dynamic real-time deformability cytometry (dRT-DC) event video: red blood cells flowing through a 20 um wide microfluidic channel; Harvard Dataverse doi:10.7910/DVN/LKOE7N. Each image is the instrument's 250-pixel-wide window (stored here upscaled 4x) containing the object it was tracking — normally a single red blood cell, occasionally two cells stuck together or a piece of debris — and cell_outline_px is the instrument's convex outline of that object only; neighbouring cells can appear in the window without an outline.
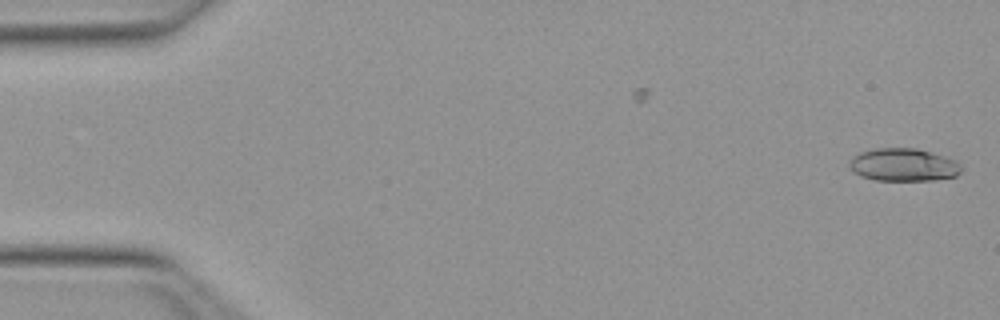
{"species": "Egyptian fruit bat (a non-hibernating species)", "species_latin": "Rousettus aegyptiacus", "temperature_condition": "warm", "stored_images_in_passage": 6, "camera_frame_rate_fps": 3000, "um_per_image_px": 0.085, "animal": {"sex": "female"}, "frame": {"image": 1, "passage_image": 6, "time_ms": 1.667, "image_size_px": [1000, 320], "cell_outline_px": [[964, 168], [956, 176], [936, 180], [872, 180], [860, 176], [852, 172], [848, 164], [848, 160], [852, 156], [860, 152], [876, 148], [916, 148], [944, 156], [956, 160]], "centroid_in_image_um": [76.77, 14.01], "position_along_channel_um": 8.2, "area_um2": 21.73}}